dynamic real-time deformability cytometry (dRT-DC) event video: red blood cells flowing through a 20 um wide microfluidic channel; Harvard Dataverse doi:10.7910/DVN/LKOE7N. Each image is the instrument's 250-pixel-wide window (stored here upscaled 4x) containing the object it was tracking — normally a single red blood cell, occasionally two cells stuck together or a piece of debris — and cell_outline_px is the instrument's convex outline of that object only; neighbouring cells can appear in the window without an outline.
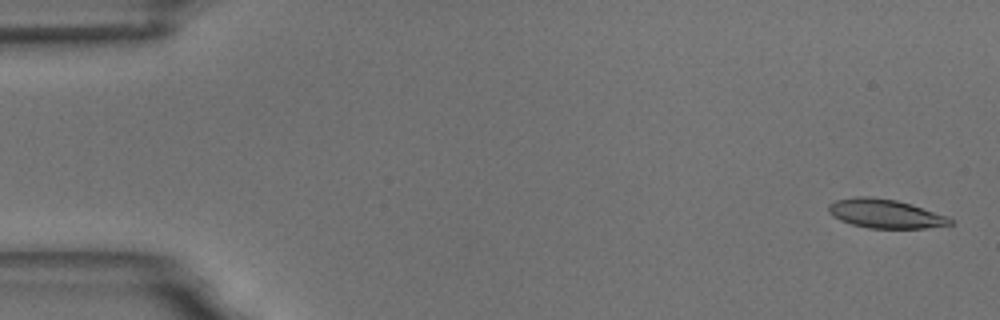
{"species": "common noctule bat (a hibernating species)", "species_latin": "Nyctalus noctula", "temperature_condition": "room temperature", "stored_images_in_passage": 6, "camera_frame_rate_fps": 3000, "um_per_image_px": 0.085, "animal": {"sex": "male", "body_mass_g": 18.8}, "frame": {"image": 1, "passage_image": 1, "time_ms": 0.0, "image_size_px": [1000, 320], "cell_outline_px": [[952, 224], [924, 228], [868, 228], [852, 224], [840, 220], [832, 216], [828, 212], [828, 204], [836, 200], [856, 196], [868, 196], [896, 200], [912, 204], [948, 216], [952, 220]], "centroid_in_image_um": [75.22, 18.15], "position_along_channel_um": 9.8, "area_um2": 20.52}}
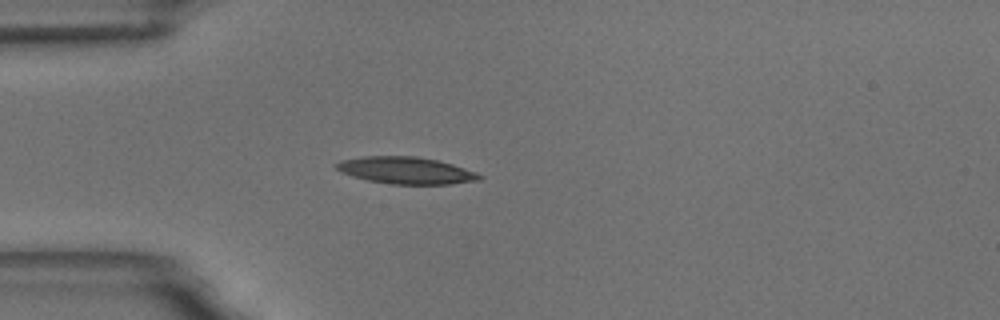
{"frame": {"image": 2, "passage_image": 5, "time_ms": 4.667, "image_size_px": [1000, 320], "cell_outline_px": [[484, 176], [480, 180], [452, 184], [392, 184], [368, 180], [352, 176], [340, 172], [336, 168], [336, 164], [340, 160], [364, 156], [416, 156], [436, 160], [452, 164], [476, 172]], "centroid_in_image_um": [34.51, 14.49], "position_along_channel_um": 50.5, "area_um2": 22.43}}